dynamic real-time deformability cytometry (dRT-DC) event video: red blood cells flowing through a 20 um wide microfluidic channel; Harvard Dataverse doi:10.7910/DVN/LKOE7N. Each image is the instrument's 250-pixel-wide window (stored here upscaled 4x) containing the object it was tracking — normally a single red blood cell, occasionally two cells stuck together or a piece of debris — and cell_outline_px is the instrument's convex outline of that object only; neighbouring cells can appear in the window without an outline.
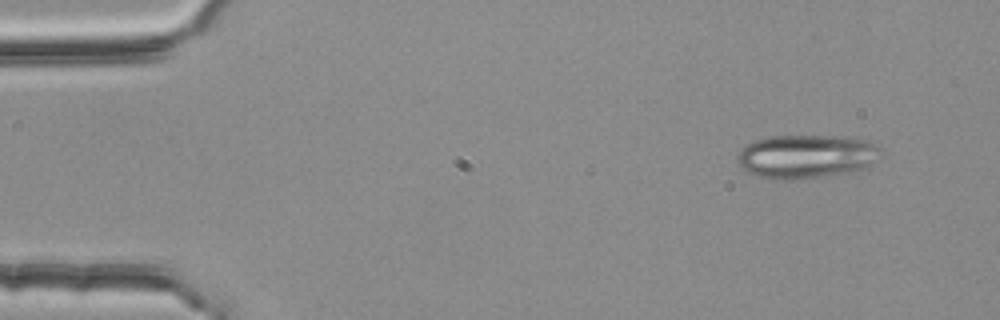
{"species": "common noctule bat (a hibernating species)", "species_latin": "Nyctalus noctula", "temperature_condition": "room temperature", "stored_images_in_passage": 3, "camera_frame_rate_fps": 3000, "um_per_image_px": 0.085, "animal": {"sex": "female", "body_mass_g": 25.1}, "frame": {"image": 1, "passage_image": 1, "time_ms": 0.0, "image_size_px": [1000, 320], "cell_outline_px": [[880, 148], [876, 160], [864, 168], [844, 172], [820, 176], [788, 180], [772, 180], [748, 172], [736, 160], [736, 156], [740, 148], [756, 140], [772, 136], [848, 136], [872, 140]], "centroid_in_image_um": [68.52, 13.27], "position_along_channel_um": 16.5, "area_um2": 36.36}}